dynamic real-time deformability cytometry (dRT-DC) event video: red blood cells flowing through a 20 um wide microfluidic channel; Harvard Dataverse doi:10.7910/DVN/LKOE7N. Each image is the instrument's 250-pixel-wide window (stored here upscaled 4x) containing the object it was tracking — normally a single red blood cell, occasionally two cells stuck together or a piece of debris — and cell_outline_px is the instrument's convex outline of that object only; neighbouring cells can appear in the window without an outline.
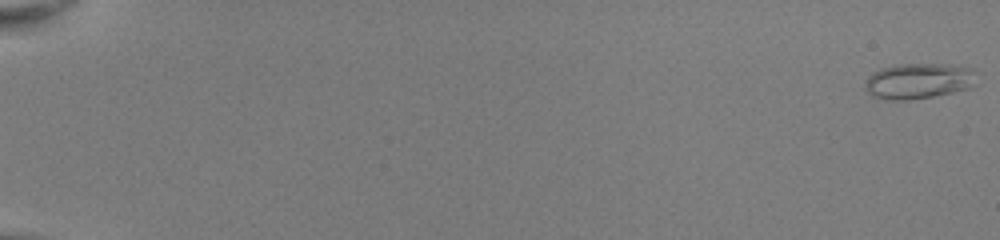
{"species": "common noctule bat (a hibernating species)", "species_latin": "Nyctalus noctula", "temperature_condition": "room temperature", "stored_images_in_passage": 53, "camera_frame_rate_fps": 3000, "um_per_image_px": 0.085, "animal": {"sex": "female", "body_mass_g": 22.0, "forearm_length_mm": 56.7}, "frame": {"image": 1, "passage_image": 1, "time_ms": 0.0, "image_size_px": [1000, 240], "cell_outline_px": [[976, 84], [968, 88], [952, 92], [932, 96], [908, 100], [892, 100], [872, 96], [864, 88], [864, 84], [868, 76], [872, 72], [880, 68], [892, 64], [952, 64], [972, 68]], "centroid_in_image_um": [78.04, 6.87], "position_along_channel_um": 7.0, "area_um2": 23.29}}
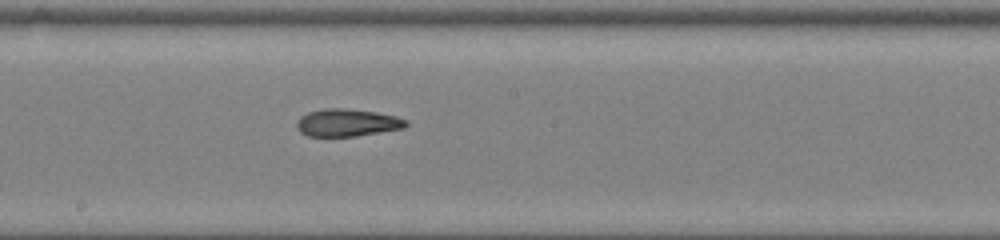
{"frame": {"image": 2, "passage_image": 32, "time_ms": 10.333, "image_size_px": [1000, 240], "cell_outline_px": [[408, 124], [404, 128], [356, 136], [308, 136], [300, 132], [296, 124], [296, 120], [300, 116], [308, 112], [324, 108], [344, 108], [376, 112], [396, 116], [408, 120]], "centroid_in_image_um": [29.5, 10.42], "position_along_channel_um": 218.7, "area_um2": 17.57}}
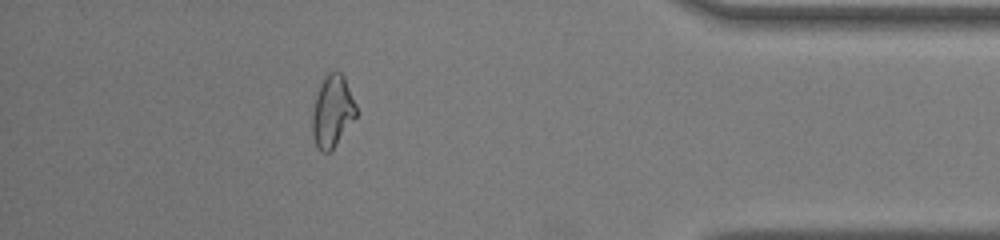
{"frame": {"image": 3, "passage_image": 48, "time_ms": 15.667, "image_size_px": [1000, 240], "cell_outline_px": [[356, 116], [332, 148], [328, 152], [320, 152], [316, 148], [312, 136], [312, 112], [316, 92], [324, 76], [328, 72], [336, 68], [344, 76], [356, 104]], "centroid_in_image_um": [28.21, 9.41], "position_along_channel_um": 407.0, "area_um2": 18.5}, "authors_computed_cell_mechanics": {"area_um2": 18.5538, "velocity_mm_per_s": 4.0669, "shape_relaxation_time_tau1_ms": null, "shape_relaxation_time_tau2_ms": 4.3283, "deformation_change_tau1": null, "deformation_change_tau2": 0.1202}}